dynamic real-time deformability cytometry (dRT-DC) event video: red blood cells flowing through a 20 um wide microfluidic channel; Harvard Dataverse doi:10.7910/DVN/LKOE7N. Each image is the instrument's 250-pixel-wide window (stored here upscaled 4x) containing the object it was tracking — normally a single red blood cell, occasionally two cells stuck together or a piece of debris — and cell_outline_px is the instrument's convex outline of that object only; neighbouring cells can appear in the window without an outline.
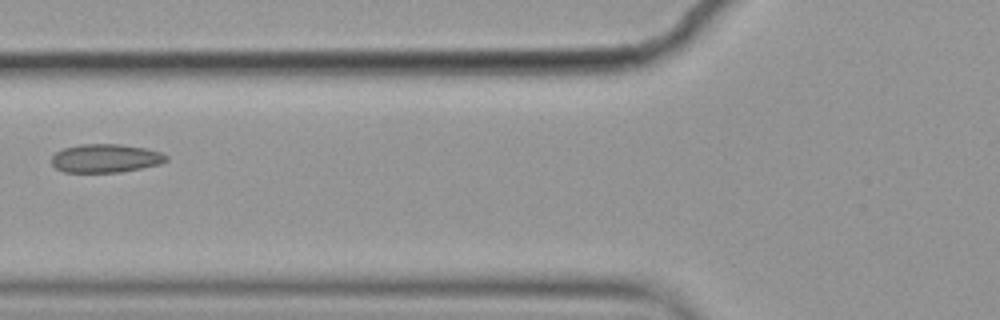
{"species": "common noctule bat (a hibernating species)", "species_latin": "Nyctalus noctula", "temperature_condition": "cold", "stored_images_in_passage": 4, "camera_frame_rate_fps": 3000, "um_per_image_px": 0.085, "animal": {"sex": "female", "body_mass_g": 19.9}, "frame": {"image": 1, "passage_image": 4, "time_ms": 1.0, "image_size_px": [1000, 320], "cell_outline_px": [[168, 160], [160, 164], [120, 172], [64, 172], [56, 168], [52, 164], [52, 156], [56, 152], [64, 148], [80, 144], [120, 144], [144, 148], [160, 152], [168, 156]], "centroid_in_image_um": [8.97, 13.45], "position_along_channel_um": 116.8, "area_um2": 18.96}}